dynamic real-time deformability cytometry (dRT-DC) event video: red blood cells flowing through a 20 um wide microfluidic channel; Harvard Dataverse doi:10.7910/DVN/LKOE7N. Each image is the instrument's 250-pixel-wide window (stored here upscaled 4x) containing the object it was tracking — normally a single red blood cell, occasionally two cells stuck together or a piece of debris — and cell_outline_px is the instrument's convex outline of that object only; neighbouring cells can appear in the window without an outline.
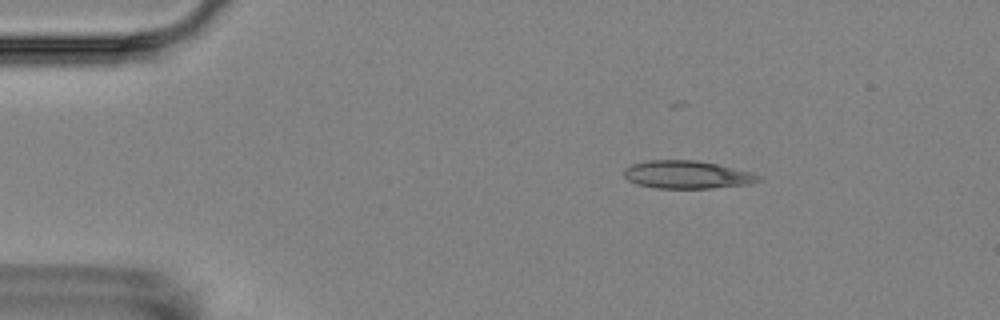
{"species": "Egyptian fruit bat (a non-hibernating species)", "species_latin": "Rousettus aegyptiacus", "temperature_condition": "room temperature", "stored_images_in_passage": 3, "camera_frame_rate_fps": 3000, "um_per_image_px": 0.085, "animal": {"sex": "female"}, "frame": {"image": 1, "passage_image": 1, "time_ms": 0.0, "image_size_px": [1000, 320], "cell_outline_px": [[760, 180], [748, 184], [712, 188], [656, 188], [636, 184], [628, 180], [624, 176], [624, 168], [632, 164], [652, 160], [696, 160], [716, 164], [752, 172], [760, 176]], "centroid_in_image_um": [58.37, 14.85], "position_along_channel_um": 26.6, "area_um2": 21.73}}